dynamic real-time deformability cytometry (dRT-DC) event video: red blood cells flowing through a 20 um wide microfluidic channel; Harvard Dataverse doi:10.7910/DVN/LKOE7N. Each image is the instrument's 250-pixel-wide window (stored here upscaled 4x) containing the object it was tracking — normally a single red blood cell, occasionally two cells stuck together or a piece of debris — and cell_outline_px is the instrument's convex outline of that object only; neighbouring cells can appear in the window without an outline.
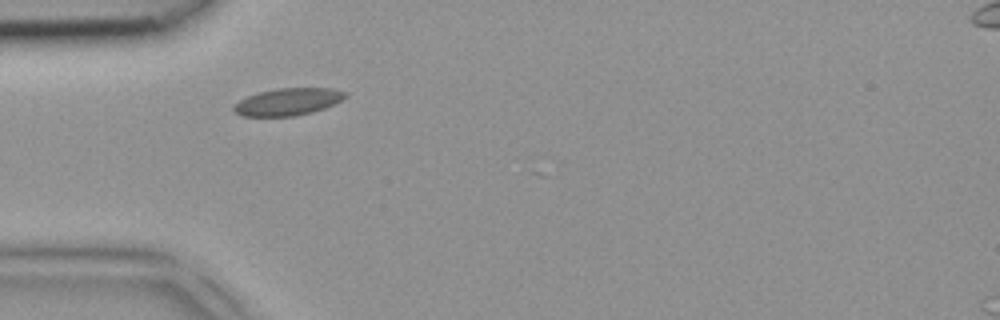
{"species": "common noctule bat (a hibernating species)", "species_latin": "Nyctalus noctula", "temperature_condition": "room temperature", "stored_images_in_passage": 2, "camera_frame_rate_fps": 3000, "um_per_image_px": 0.085, "animal": {"sex": "female", "body_mass_g": 18.4}, "frame": {"image": 1, "passage_image": 1, "time_ms": 0.0, "image_size_px": [1000, 320], "cell_outline_px": [[348, 96], [324, 108], [312, 112], [292, 116], [244, 116], [236, 112], [232, 108], [240, 100], [256, 92], [276, 88], [332, 88], [348, 92]], "centroid_in_image_um": [24.49, 8.63], "position_along_channel_um": 60.5, "area_um2": 17.57}}